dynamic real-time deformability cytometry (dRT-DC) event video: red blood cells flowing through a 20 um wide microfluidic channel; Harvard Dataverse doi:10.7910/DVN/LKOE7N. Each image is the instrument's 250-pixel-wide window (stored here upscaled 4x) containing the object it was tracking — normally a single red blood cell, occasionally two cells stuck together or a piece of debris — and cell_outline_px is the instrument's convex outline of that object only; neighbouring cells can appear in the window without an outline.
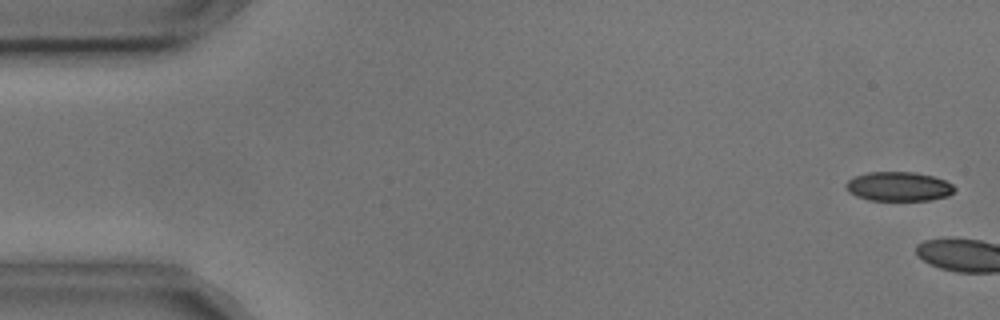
{"species": "common noctule bat (a hibernating species)", "species_latin": "Nyctalus noctula", "temperature_condition": "cold", "stored_images_in_passage": 5, "camera_frame_rate_fps": 3000, "um_per_image_px": 0.085, "animal": {"sex": "male", "body_mass_g": 17.9, "forearm_length_mm": 54.2}, "frame": {"image": 1, "passage_image": 2, "time_ms": 0.333, "image_size_px": [1000, 320], "cell_outline_px": [[956, 188], [948, 196], [928, 200], [868, 200], [856, 196], [848, 192], [844, 184], [848, 180], [856, 176], [868, 172], [916, 172], [932, 176], [944, 180], [952, 184]], "centroid_in_image_um": [76.36, 15.85], "position_along_channel_um": 8.6, "area_um2": 18.5}}